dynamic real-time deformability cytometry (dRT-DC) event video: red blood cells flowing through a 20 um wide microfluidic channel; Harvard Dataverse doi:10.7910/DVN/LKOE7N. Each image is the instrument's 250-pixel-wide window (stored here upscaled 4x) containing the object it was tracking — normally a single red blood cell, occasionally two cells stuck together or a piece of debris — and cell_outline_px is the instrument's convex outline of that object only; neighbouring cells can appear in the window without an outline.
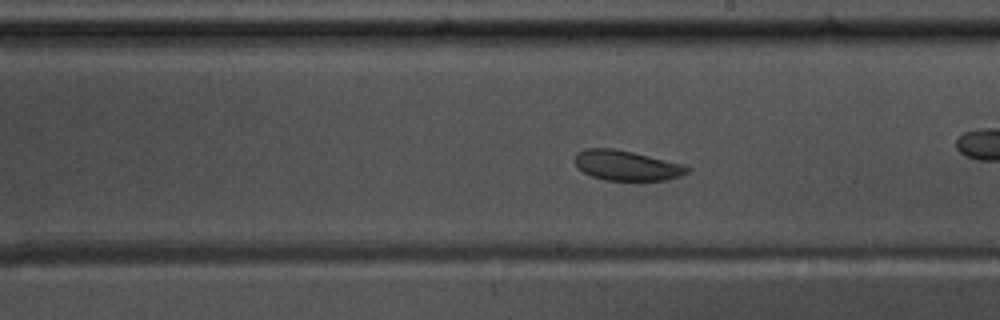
{"species": "common noctule bat (a hibernating species)", "species_latin": "Nyctalus noctula", "temperature_condition": "warm", "stored_images_in_passage": 44, "camera_frame_rate_fps": 3000, "um_per_image_px": 0.085, "animal": {"sex": "male", "body_mass_g": 17.5, "forearm_length_mm": 52.3}, "frame": {"image": 1, "passage_image": 19, "time_ms": 6.0, "image_size_px": [1000, 320], "cell_outline_px": [[692, 168], [688, 172], [680, 176], [668, 180], [604, 180], [592, 176], [576, 168], [576, 152], [584, 148], [616, 148], [688, 164]], "centroid_in_image_um": [53.32, 14.05], "position_along_channel_um": 235.7, "area_um2": 20.11}}
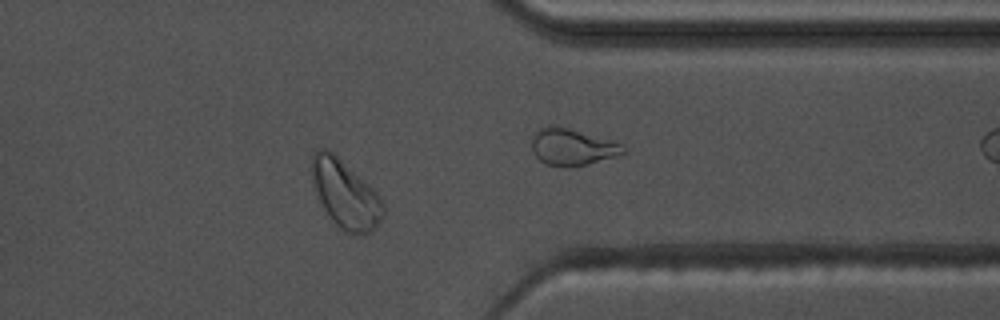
{"frame": {"image": 2, "passage_image": 32, "time_ms": 10.333, "image_size_px": [1000, 320], "cell_outline_px": [[384, 216], [372, 232], [364, 236], [360, 236], [344, 232], [332, 220], [324, 208], [312, 184], [312, 152], [316, 148], [328, 148], [364, 180], [380, 196], [384, 204]], "centroid_in_image_um": [29.36, 16.52], "position_along_channel_um": 382.0, "area_um2": 28.44}, "authors_computed_cell_mechanics": {"area_um2": 21.5305, "velocity_mm_per_s": 3.595, "shape_relaxation_time_tau1_ms": null, "shape_relaxation_time_tau2_ms": 6.9889, "deformation_change_tau1": null, "deformation_change_tau2": 0.0978}}